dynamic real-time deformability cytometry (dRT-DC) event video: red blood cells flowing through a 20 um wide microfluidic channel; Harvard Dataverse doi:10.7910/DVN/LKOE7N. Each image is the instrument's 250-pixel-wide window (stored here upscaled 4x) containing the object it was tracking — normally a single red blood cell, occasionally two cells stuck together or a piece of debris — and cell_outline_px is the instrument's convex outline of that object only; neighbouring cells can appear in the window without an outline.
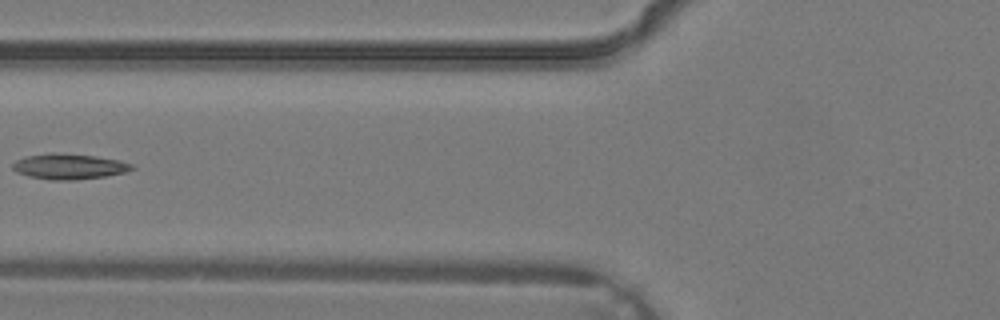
{"species": "common noctule bat (a hibernating species)", "species_latin": "Nyctalus noctula", "temperature_condition": "warm", "stored_images_in_passage": 3, "camera_frame_rate_fps": 3000, "um_per_image_px": 0.085, "animal": {"sex": "male", "body_mass_g": 19.2, "forearm_length_mm": 51.8}, "frame": {"image": 1, "passage_image": 3, "time_ms": 0.667, "image_size_px": [1000, 320], "cell_outline_px": [[136, 168], [124, 172], [104, 176], [76, 180], [48, 180], [28, 176], [16, 172], [12, 168], [12, 164], [16, 160], [24, 156], [96, 156], [120, 160], [132, 164]], "centroid_in_image_um": [5.9, 14.21], "position_along_channel_um": 119.9, "area_um2": 16.82}}